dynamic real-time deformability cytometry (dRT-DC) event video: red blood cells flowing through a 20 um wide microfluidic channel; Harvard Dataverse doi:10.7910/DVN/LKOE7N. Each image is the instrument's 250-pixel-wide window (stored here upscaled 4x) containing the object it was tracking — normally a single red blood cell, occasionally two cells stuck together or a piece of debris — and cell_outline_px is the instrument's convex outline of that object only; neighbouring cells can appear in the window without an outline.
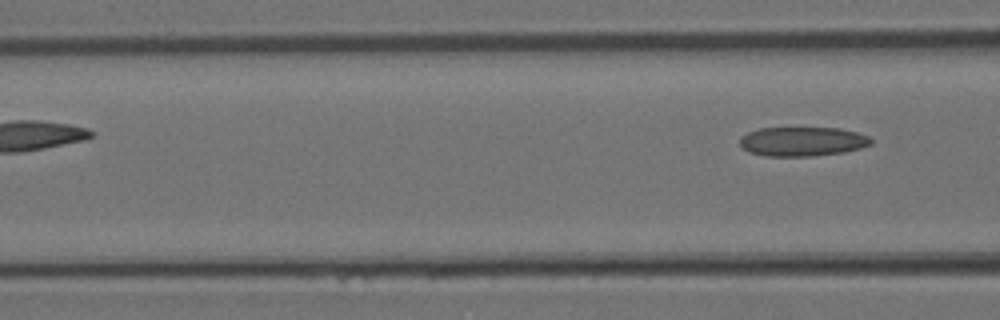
{"species": "Egyptian fruit bat (a non-hibernating species)", "species_latin": "Rousettus aegyptiacus", "temperature_condition": "room temperature", "stored_images_in_passage": 3, "camera_frame_rate_fps": 3000, "um_per_image_px": 0.085, "animal": {"sex": "female"}, "frame": {"image": 1, "passage_image": 3, "time_ms": 0.667, "image_size_px": [1000, 320], "cell_outline_px": [[872, 144], [860, 148], [844, 152], [812, 156], [764, 156], [748, 152], [740, 148], [740, 136], [748, 132], [760, 128], [840, 128], [856, 132], [868, 136], [872, 140]], "centroid_in_image_um": [68.17, 12.03], "position_along_channel_um": 98.4, "area_um2": 22.54}}